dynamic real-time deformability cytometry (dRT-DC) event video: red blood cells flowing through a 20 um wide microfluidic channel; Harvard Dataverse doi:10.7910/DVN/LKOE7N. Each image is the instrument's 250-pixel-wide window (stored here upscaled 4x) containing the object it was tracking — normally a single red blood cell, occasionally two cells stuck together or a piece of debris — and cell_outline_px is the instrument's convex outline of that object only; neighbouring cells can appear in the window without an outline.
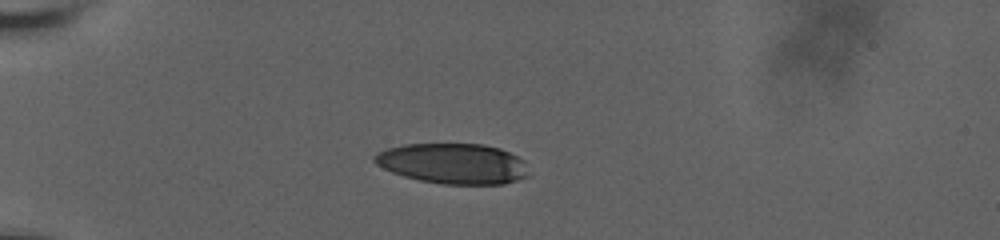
{"species": "human", "species_latin": "Homo sapiens", "temperature_condition": "room temperature", "stored_images_in_passage": 6, "camera_frame_rate_fps": 3000, "um_per_image_px": 0.085, "donor": {"sex": "male"}, "frame": {"image": 1, "passage_image": 1, "time_ms": 0.0, "image_size_px": [1000, 240], "cell_outline_px": [[528, 176], [504, 184], [444, 184], [420, 180], [404, 176], [392, 172], [376, 164], [372, 160], [372, 156], [376, 152], [388, 148], [404, 144], [484, 144], [500, 148], [524, 160]], "centroid_in_image_um": [38.48, 13.9], "position_along_channel_um": 46.5, "area_um2": 36.3}}